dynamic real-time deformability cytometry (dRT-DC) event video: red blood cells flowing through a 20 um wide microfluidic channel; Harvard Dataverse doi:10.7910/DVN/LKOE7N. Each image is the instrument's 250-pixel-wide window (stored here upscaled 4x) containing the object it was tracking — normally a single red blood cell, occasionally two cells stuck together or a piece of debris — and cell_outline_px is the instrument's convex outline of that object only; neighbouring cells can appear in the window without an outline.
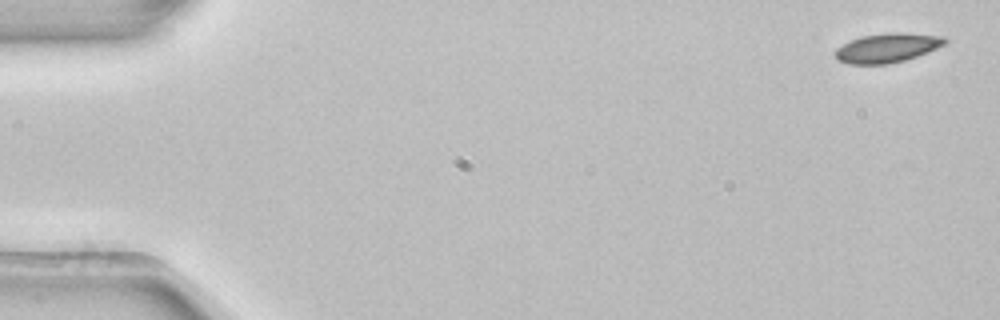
{"species": "common noctule bat (a hibernating species)", "species_latin": "Nyctalus noctula", "temperature_condition": "room temperature", "stored_images_in_passage": 4, "camera_frame_rate_fps": 3000, "um_per_image_px": 0.085, "animal": {"sex": "female", "body_mass_g": 22.7, "forearm_length_mm": 54.2}, "frame": {"image": 1, "passage_image": 1, "time_ms": 0.0, "image_size_px": [1000, 320], "cell_outline_px": [[948, 40], [944, 44], [936, 48], [916, 56], [904, 60], [888, 64], [848, 64], [836, 60], [836, 48], [852, 40], [864, 36], [892, 32], [900, 32], [944, 36]], "centroid_in_image_um": [75.42, 4.07], "position_along_channel_um": 9.6, "area_um2": 18.44}}
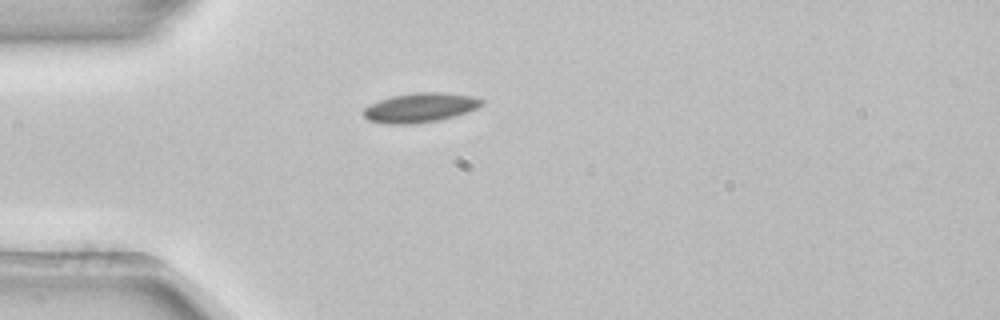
{"frame": {"image": 2, "passage_image": 4, "time_ms": 1.0, "image_size_px": [1000, 320], "cell_outline_px": [[484, 104], [468, 112], [456, 116], [440, 120], [412, 124], [388, 124], [368, 120], [360, 112], [364, 108], [380, 100], [392, 96], [416, 92], [444, 92], [472, 96], [484, 100]], "centroid_in_image_um": [35.72, 9.15], "position_along_channel_um": 49.3, "area_um2": 20.4}}